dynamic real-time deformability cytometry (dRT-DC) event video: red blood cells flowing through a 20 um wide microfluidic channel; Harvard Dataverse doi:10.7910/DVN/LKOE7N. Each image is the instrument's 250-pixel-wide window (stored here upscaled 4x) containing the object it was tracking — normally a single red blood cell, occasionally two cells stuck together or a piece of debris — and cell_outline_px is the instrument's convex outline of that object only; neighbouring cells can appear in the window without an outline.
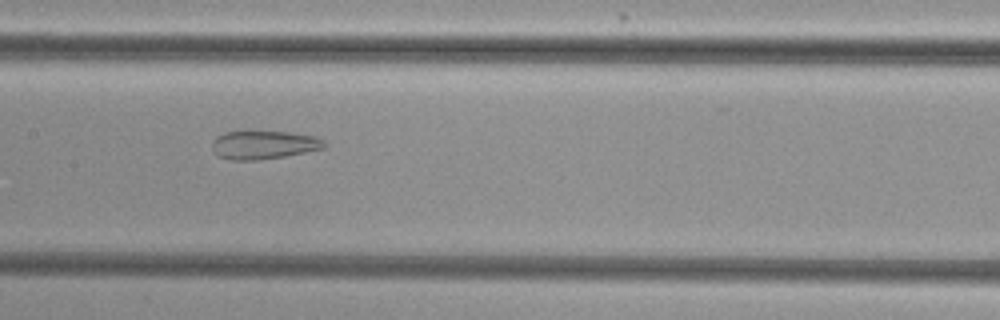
{"species": "common noctule bat (a hibernating species)", "species_latin": "Nyctalus noctula", "temperature_condition": "cold", "stored_images_in_passage": 42, "camera_frame_rate_fps": 3000, "um_per_image_px": 0.085, "animal": {"sex": "female", "body_mass_g": 29.2, "forearm_length_mm": 56.3}, "frame": {"image": 1, "passage_image": 15, "time_ms": 4.667, "image_size_px": [1000, 320], "cell_outline_px": [[324, 148], [284, 156], [260, 160], [228, 160], [220, 156], [212, 148], [212, 140], [216, 136], [224, 132], [248, 128], [252, 128], [288, 132], [312, 136], [324, 140]], "centroid_in_image_um": [22.33, 12.26], "position_along_channel_um": 185.1, "area_um2": 19.25}}
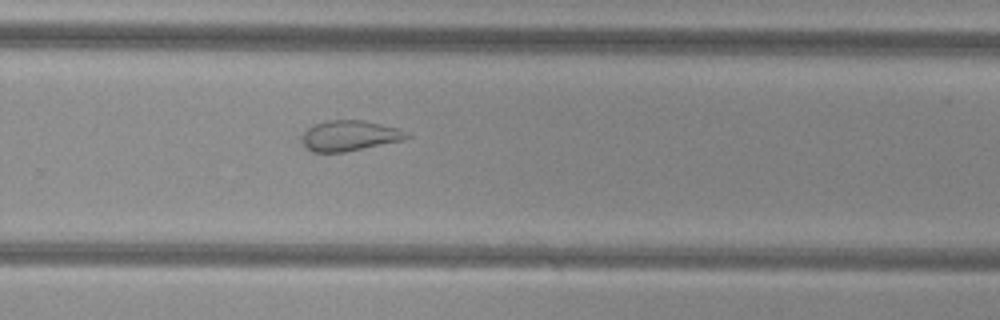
{"frame": {"image": 2, "passage_image": 24, "time_ms": 7.667, "image_size_px": [1000, 320], "cell_outline_px": [[412, 136], [404, 140], [344, 152], [312, 152], [304, 148], [300, 140], [304, 132], [312, 124], [328, 120], [364, 120], [400, 128], [408, 132]], "centroid_in_image_um": [29.71, 11.53], "position_along_channel_um": 300.1, "area_um2": 18.96}}
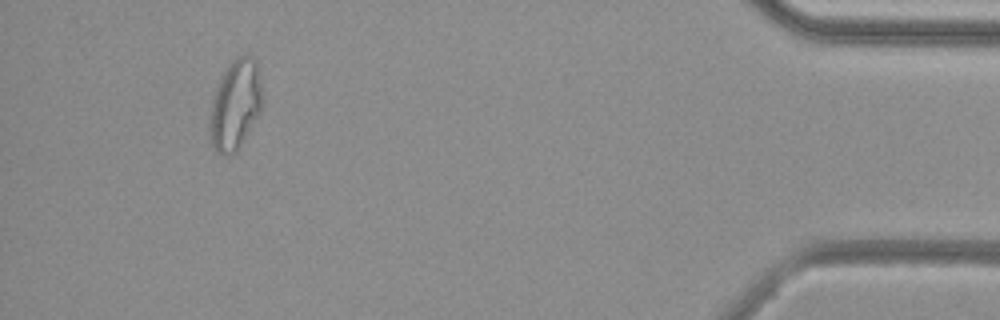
{"frame": {"image": 3, "passage_image": 38, "time_ms": 12.333, "image_size_px": [1000, 320], "cell_outline_px": [[260, 112], [240, 148], [236, 152], [228, 156], [220, 156], [216, 152], [208, 140], [208, 124], [212, 96], [220, 76], [224, 68], [236, 56], [252, 56], [256, 60], [260, 80]], "centroid_in_image_um": [19.93, 8.96], "position_along_channel_um": 415.3, "area_um2": 28.15}, "authors_computed_cell_mechanics": {"area_um2": 22.5998, "velocity_mm_per_s": 3.8442, "shape_relaxation_time_tau1_ms": null, "shape_relaxation_time_tau2_ms": 1.9124, "deformation_change_tau1": null, "deformation_change_tau2": 0.1001}}